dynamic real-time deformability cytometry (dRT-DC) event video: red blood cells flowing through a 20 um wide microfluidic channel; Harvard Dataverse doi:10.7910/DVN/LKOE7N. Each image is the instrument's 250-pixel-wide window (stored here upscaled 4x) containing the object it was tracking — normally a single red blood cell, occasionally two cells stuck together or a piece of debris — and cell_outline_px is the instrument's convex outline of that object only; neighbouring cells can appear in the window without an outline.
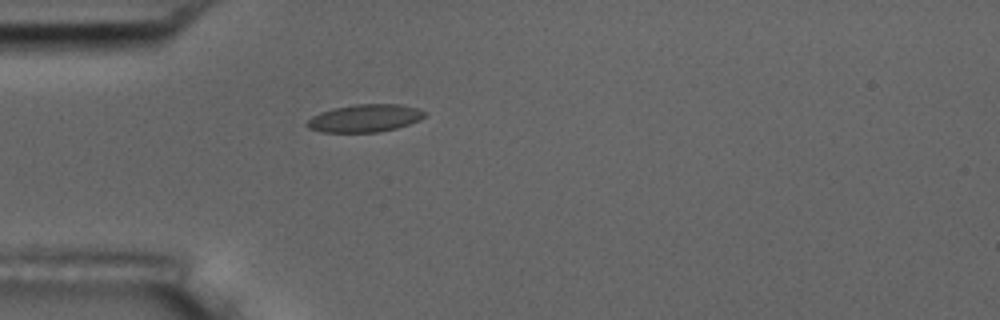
{"species": "common noctule bat (a hibernating species)", "species_latin": "Nyctalus noctula", "temperature_condition": "room temperature", "stored_images_in_passage": 41, "camera_frame_rate_fps": 3000, "um_per_image_px": 0.085, "animal": {"sex": "male", "body_mass_g": 17.5, "forearm_length_mm": 52.3}, "frame": {"image": 1, "passage_image": 1, "time_ms": 0.0, "image_size_px": [1000, 320], "cell_outline_px": [[424, 116], [420, 120], [396, 128], [376, 132], [320, 132], [308, 128], [304, 124], [312, 116], [320, 112], [332, 108], [356, 104], [400, 104], [416, 108], [424, 112]], "centroid_in_image_um": [30.95, 10.05], "position_along_channel_um": 54.0, "area_um2": 18.9}}
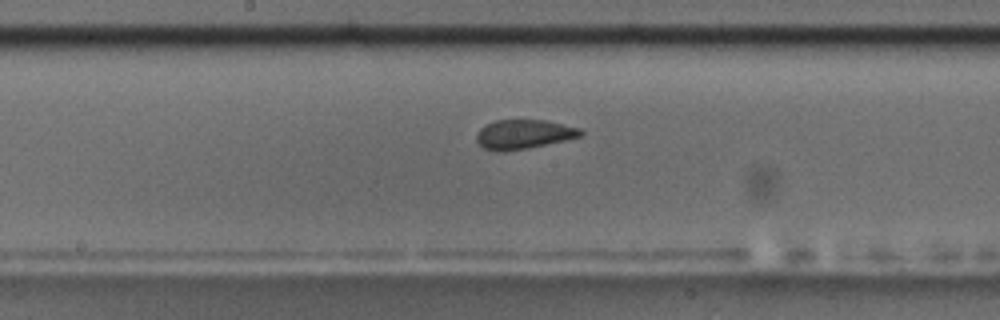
{"frame": {"image": 2, "passage_image": 14, "time_ms": 4.333, "image_size_px": [1000, 320], "cell_outline_px": [[584, 132], [580, 136], [564, 140], [528, 148], [504, 152], [496, 152], [484, 148], [476, 140], [476, 132], [484, 124], [496, 120], [544, 120], [580, 128]], "centroid_in_image_um": [44.45, 11.41], "position_along_channel_um": 203.7, "area_um2": 17.8}}
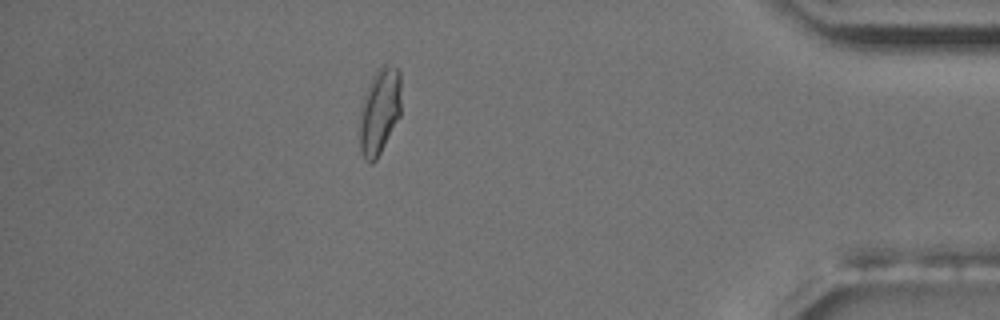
{"frame": {"image": 3, "passage_image": 34, "time_ms": 11.0, "image_size_px": [1000, 320], "cell_outline_px": [[400, 116], [376, 160], [372, 164], [368, 164], [364, 160], [360, 148], [360, 108], [364, 92], [372, 76], [384, 64], [396, 68], [400, 72]], "centroid_in_image_um": [32.24, 9.48], "position_along_channel_um": 403.0, "area_um2": 20.92}}